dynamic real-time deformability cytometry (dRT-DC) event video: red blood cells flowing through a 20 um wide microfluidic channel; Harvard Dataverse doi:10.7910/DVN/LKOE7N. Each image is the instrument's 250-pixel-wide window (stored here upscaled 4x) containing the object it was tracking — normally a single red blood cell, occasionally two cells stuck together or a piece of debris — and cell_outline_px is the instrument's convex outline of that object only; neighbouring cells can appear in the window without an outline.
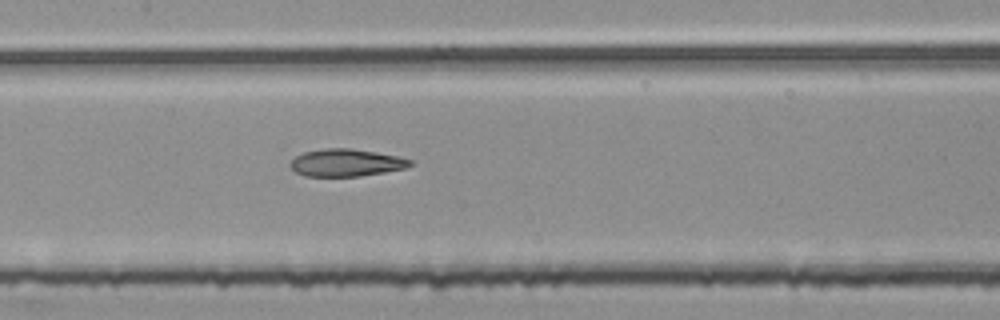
{"species": "common noctule bat (a hibernating species)", "species_latin": "Nyctalus noctula", "temperature_condition": "room temperature", "stored_images_in_passage": 55, "segment_of_instrument_passage": [2, 3], "camera_frame_rate_fps": 3000, "um_per_image_px": 0.085, "animal": {"sex": "female", "body_mass_g": 25.1}, "frame": {"image": 1, "passage_image": 26, "time_ms": 8.333, "image_size_px": [1000, 320], "cell_outline_px": [[416, 164], [404, 168], [384, 172], [360, 176], [304, 176], [296, 172], [288, 164], [296, 156], [304, 152], [324, 148], [352, 148], [376, 152], [396, 156], [412, 160]], "centroid_in_image_um": [29.42, 13.82], "position_along_channel_um": 178.0, "area_um2": 19.13}}
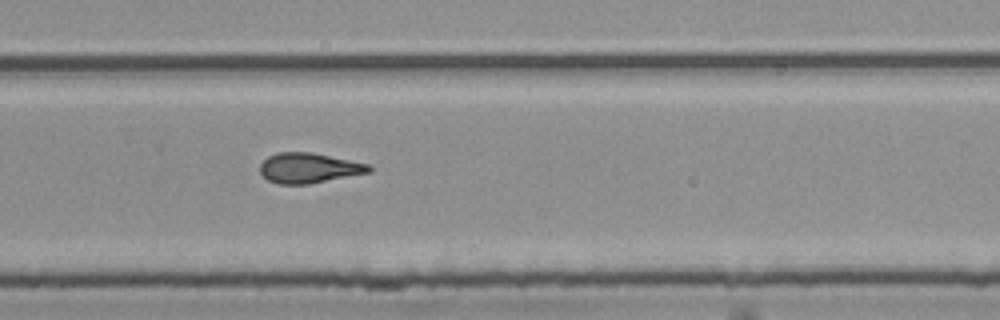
{"frame": {"image": 2, "passage_image": 36, "time_ms": 11.667, "image_size_px": [1000, 320], "cell_outline_px": [[372, 172], [308, 184], [276, 184], [268, 180], [260, 172], [260, 164], [268, 156], [276, 152], [312, 152], [372, 164]], "centroid_in_image_um": [26.29, 14.27], "position_along_channel_um": 303.5, "area_um2": 19.36}}
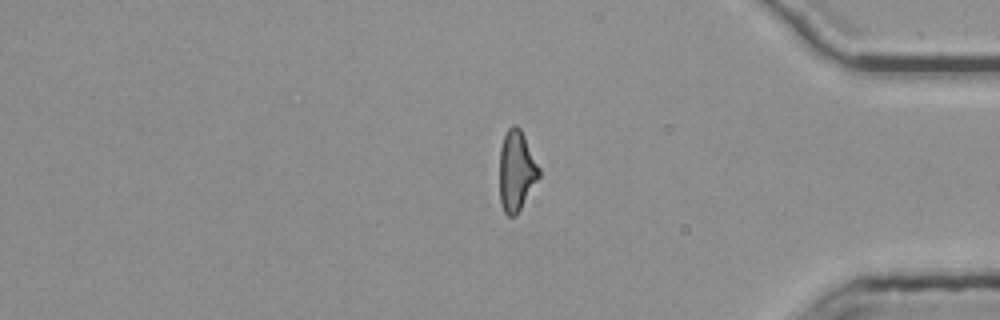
{"frame": {"image": 3, "passage_image": 45, "time_ms": 14.667, "image_size_px": [1000, 320], "cell_outline_px": [[540, 176], [516, 216], [508, 216], [504, 212], [500, 200], [500, 148], [504, 136], [508, 128], [512, 124], [516, 124], [520, 128], [540, 168]], "centroid_in_image_um": [43.89, 14.52], "position_along_channel_um": 391.3, "area_um2": 18.44}}